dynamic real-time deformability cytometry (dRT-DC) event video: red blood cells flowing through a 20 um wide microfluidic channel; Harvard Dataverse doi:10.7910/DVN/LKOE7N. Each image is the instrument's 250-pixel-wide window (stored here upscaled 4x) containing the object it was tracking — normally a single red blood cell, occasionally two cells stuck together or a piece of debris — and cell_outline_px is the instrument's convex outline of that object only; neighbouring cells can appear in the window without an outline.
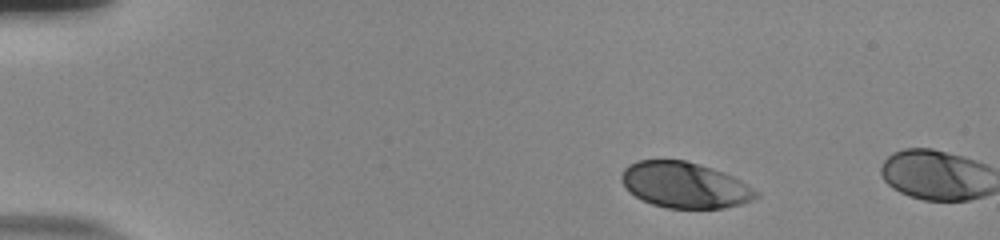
{"species": "human", "species_latin": "Homo sapiens", "temperature_condition": "room temperature", "stored_images_in_passage": 5, "camera_frame_rate_fps": 3000, "um_per_image_px": 0.085, "donor": {"sex": "male"}, "frame": {"image": 1, "passage_image": 1, "time_ms": 0.0, "image_size_px": [1000, 240], "cell_outline_px": [[760, 196], [752, 200], [740, 204], [724, 208], [668, 208], [652, 204], [628, 192], [620, 180], [620, 176], [624, 168], [628, 164], [636, 160], [684, 160], [712, 168], [724, 172], [740, 180], [760, 192]], "centroid_in_image_um": [58.19, 15.72], "position_along_channel_um": 26.8, "area_um2": 36.07}}